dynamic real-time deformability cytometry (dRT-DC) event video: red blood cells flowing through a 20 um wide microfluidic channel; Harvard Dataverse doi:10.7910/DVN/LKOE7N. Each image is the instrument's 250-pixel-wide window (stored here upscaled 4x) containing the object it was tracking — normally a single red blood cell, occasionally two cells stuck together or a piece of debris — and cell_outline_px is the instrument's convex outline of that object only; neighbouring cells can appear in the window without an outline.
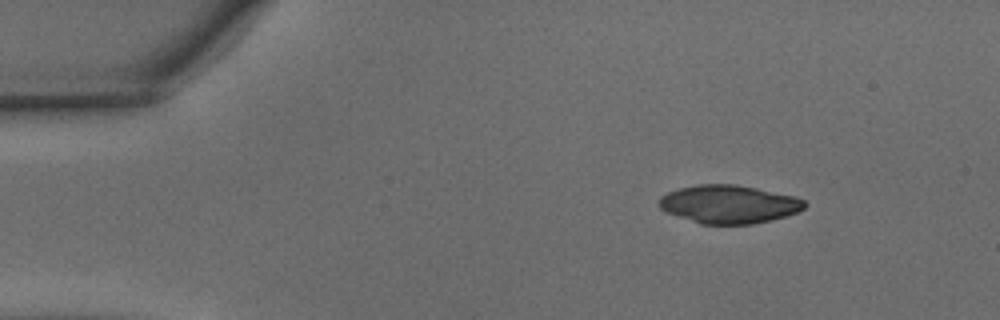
{"species": "common noctule bat (a hibernating species)", "species_latin": "Nyctalus noctula", "temperature_condition": "warm", "stored_images_in_passage": 43, "camera_frame_rate_fps": 3000, "um_per_image_px": 0.085, "animal": {"sex": "male", "body_mass_g": 15.6}, "frame": {"image": 1, "passage_image": 1, "time_ms": 0.0, "image_size_px": [1000, 320], "cell_outline_px": [[808, 204], [804, 208], [788, 216], [772, 220], [752, 224], [700, 224], [664, 212], [660, 208], [660, 196], [668, 192], [680, 188], [696, 184], [736, 184], [796, 196], [804, 200]], "centroid_in_image_um": [61.96, 17.36], "position_along_channel_um": 23.0, "area_um2": 32.66}}